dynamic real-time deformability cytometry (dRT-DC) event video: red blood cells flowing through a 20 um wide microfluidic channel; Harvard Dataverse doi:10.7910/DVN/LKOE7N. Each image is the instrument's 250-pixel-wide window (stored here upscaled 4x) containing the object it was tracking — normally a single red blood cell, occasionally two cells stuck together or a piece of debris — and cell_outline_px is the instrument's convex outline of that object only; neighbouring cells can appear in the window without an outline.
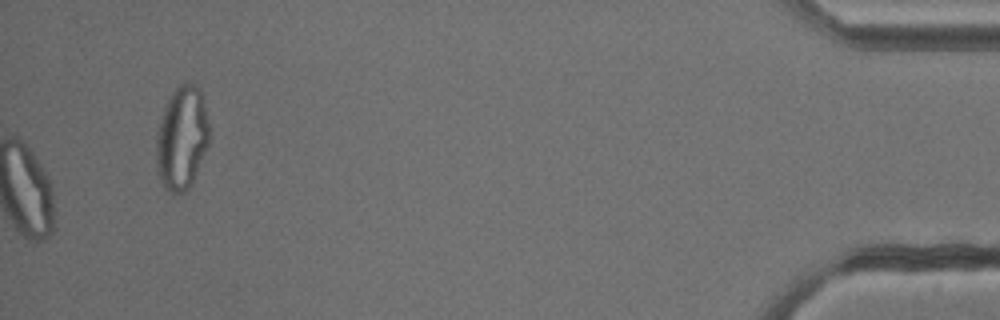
{"species": "common noctule bat (a hibernating species)", "species_latin": "Nyctalus noctula", "temperature_condition": "cold", "stored_images_in_passage": 45, "camera_frame_rate_fps": 3000, "um_per_image_px": 0.085, "animal": {"sex": "male", "body_mass_g": 13.3}, "frame": {"image": 1, "passage_image": 45, "time_ms": 14.667, "image_size_px": [1000, 320], "cell_outline_px": [[208, 144], [192, 184], [184, 192], [172, 196], [164, 188], [160, 180], [156, 168], [156, 132], [164, 108], [172, 92], [180, 84], [192, 84], [200, 88], [204, 96], [208, 124]], "centroid_in_image_um": [15.44, 11.77], "position_along_channel_um": 419.8, "area_um2": 32.19}, "authors_computed_cell_mechanics": {"area_um2": 26.7036, "velocity_mm_per_s": 3.8125, "shape_relaxation_time_tau1_ms": null, "shape_relaxation_time_tau2_ms": 1.0211, "deformation_change_tau1": null, "deformation_change_tau2": 0.0615}}